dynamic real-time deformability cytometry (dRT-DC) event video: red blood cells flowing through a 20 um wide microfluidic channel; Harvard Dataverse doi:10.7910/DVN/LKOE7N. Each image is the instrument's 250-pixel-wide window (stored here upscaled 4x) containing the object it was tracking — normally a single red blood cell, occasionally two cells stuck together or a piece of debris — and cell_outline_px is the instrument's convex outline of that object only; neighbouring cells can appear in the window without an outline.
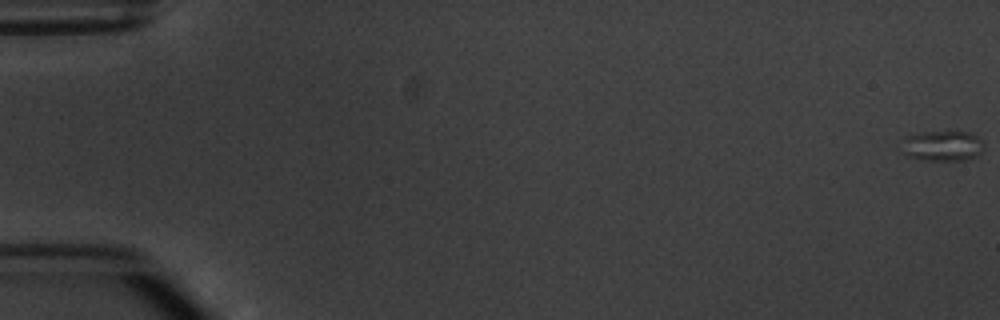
{"species": "common noctule bat (a hibernating species)", "species_latin": "Nyctalus noctula", "temperature_condition": "warm", "stored_images_in_passage": 5, "camera_frame_rate_fps": 3000, "um_per_image_px": 0.085, "animal": {"sex": "male", "body_mass_g": 20.1, "forearm_length_mm": 53.5}, "frame": {"image": 1, "passage_image": 1, "time_ms": 0.0, "image_size_px": [1000, 320], "cell_outline_px": [[984, 148], [976, 156], [964, 160], [928, 160], [908, 156], [904, 152], [900, 140], [908, 136], [924, 132], [968, 132], [976, 136], [984, 144]], "centroid_in_image_um": [80.1, 12.4], "position_along_channel_um": 4.9, "area_um2": 14.33}}
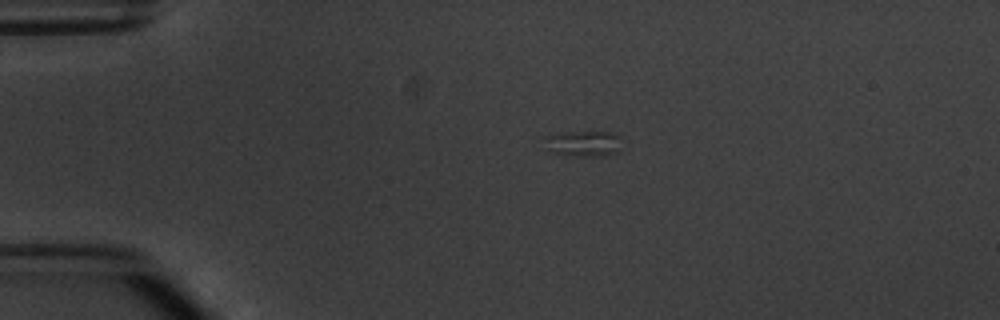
{"frame": {"image": 2, "passage_image": 4, "time_ms": 4.333, "image_size_px": [1000, 320], "cell_outline_px": [[620, 152], [604, 156], [564, 156], [544, 148], [540, 136], [560, 132], [612, 132], [616, 136]], "centroid_in_image_um": [49.43, 12.21], "position_along_channel_um": 35.6, "area_um2": 11.96}}